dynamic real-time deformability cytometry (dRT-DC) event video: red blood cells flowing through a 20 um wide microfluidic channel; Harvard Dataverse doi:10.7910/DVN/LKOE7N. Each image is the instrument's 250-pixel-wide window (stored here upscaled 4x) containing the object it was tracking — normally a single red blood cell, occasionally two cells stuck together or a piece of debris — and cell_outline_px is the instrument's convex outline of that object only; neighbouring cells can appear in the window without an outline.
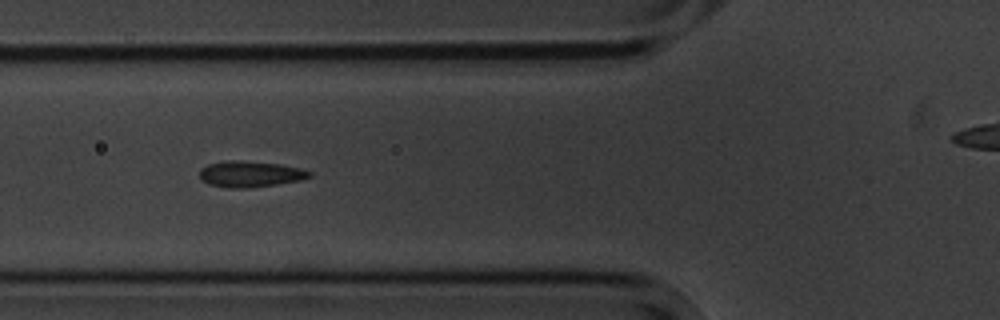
{"species": "common noctule bat (a hibernating species)", "species_latin": "Nyctalus noctula", "temperature_condition": "cold", "stored_images_in_passage": 6, "camera_frame_rate_fps": 3000, "um_per_image_px": 0.085, "animal": {"sex": "male", "body_mass_g": 20.1, "forearm_length_mm": 53.5}, "frame": {"image": 1, "passage_image": 5, "time_ms": 4.667, "image_size_px": [1000, 320], "cell_outline_px": [[312, 176], [300, 180], [276, 184], [248, 188], [228, 188], [208, 184], [200, 180], [200, 168], [208, 164], [228, 160], [236, 160], [280, 164], [300, 168], [312, 172]], "centroid_in_image_um": [21.24, 14.8], "position_along_channel_um": 104.6, "area_um2": 16.7}}
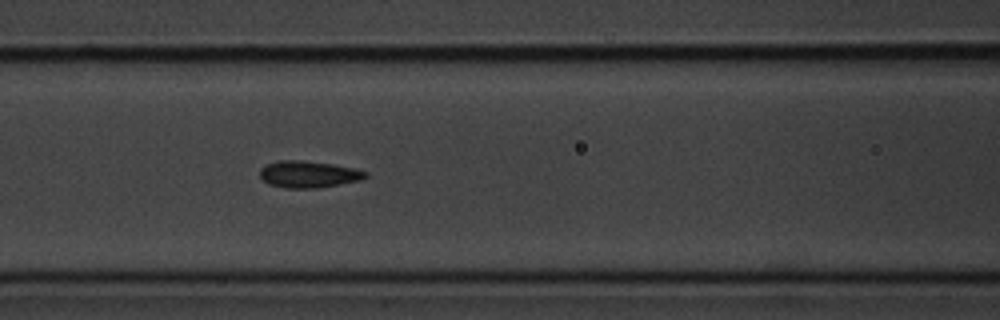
{"frame": {"image": 2, "passage_image": 6, "time_ms": 5.667, "image_size_px": [1000, 320], "cell_outline_px": [[368, 176], [360, 180], [316, 188], [284, 188], [268, 184], [260, 176], [260, 168], [268, 164], [280, 160], [300, 160], [332, 164], [352, 168], [368, 172]], "centroid_in_image_um": [26.2, 14.81], "position_along_channel_um": 140.4, "area_um2": 16.3}}